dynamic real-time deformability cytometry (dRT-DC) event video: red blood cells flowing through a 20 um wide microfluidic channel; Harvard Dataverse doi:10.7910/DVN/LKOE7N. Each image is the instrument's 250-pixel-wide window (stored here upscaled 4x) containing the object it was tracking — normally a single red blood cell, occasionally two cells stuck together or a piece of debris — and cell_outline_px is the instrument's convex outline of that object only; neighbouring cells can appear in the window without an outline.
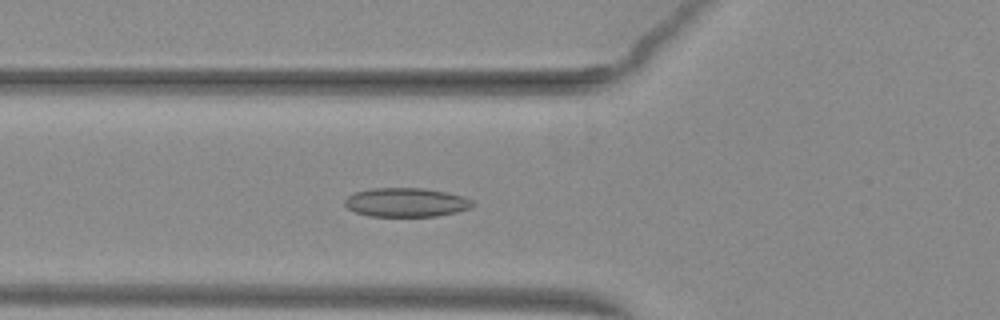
{"species": "common noctule bat (a hibernating species)", "species_latin": "Nyctalus noctula", "temperature_condition": "warm", "stored_images_in_passage": 49, "camera_frame_rate_fps": 3000, "um_per_image_px": 0.085, "animal": {"sex": "female", "body_mass_g": 29.2, "forearm_length_mm": 56.3}, "frame": {"image": 1, "passage_image": 17, "time_ms": 5.333, "image_size_px": [1000, 320], "cell_outline_px": [[476, 204], [472, 208], [456, 212], [436, 216], [368, 216], [356, 212], [348, 208], [344, 204], [344, 200], [348, 196], [356, 192], [372, 188], [424, 188], [464, 196], [472, 200]], "centroid_in_image_um": [34.55, 17.2], "position_along_channel_um": 91.3, "area_um2": 21.62}}
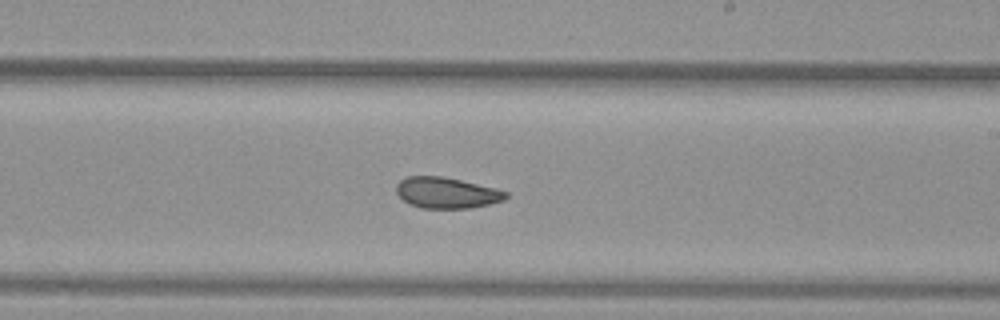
{"frame": {"image": 2, "passage_image": 29, "time_ms": 9.333, "image_size_px": [1000, 320], "cell_outline_px": [[508, 196], [504, 200], [488, 204], [468, 208], [420, 208], [408, 204], [396, 192], [396, 184], [400, 180], [408, 176], [440, 176], [460, 180], [496, 188], [508, 192]], "centroid_in_image_um": [37.94, 16.39], "position_along_channel_um": 251.1, "area_um2": 19.71}}
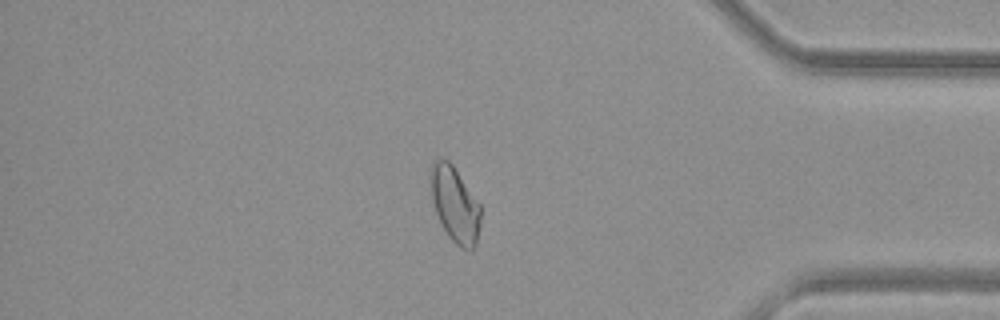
{"frame": {"image": 3, "passage_image": 42, "time_ms": 13.667, "image_size_px": [1000, 320], "cell_outline_px": [[480, 224], [476, 244], [472, 248], [460, 248], [448, 236], [440, 224], [432, 200], [428, 172], [432, 160], [440, 156], [448, 160], [452, 164], [480, 204]], "centroid_in_image_um": [38.61, 17.31], "position_along_channel_um": 396.6, "area_um2": 22.31}, "authors_computed_cell_mechanics": {"area_um2": 21.6172, "velocity_mm_per_s": 3.9885, "shape_relaxation_time_tau1_ms": null, "shape_relaxation_time_tau2_ms": 3.6267, "deformation_change_tau1": null, "deformation_change_tau2": 0.0972}}